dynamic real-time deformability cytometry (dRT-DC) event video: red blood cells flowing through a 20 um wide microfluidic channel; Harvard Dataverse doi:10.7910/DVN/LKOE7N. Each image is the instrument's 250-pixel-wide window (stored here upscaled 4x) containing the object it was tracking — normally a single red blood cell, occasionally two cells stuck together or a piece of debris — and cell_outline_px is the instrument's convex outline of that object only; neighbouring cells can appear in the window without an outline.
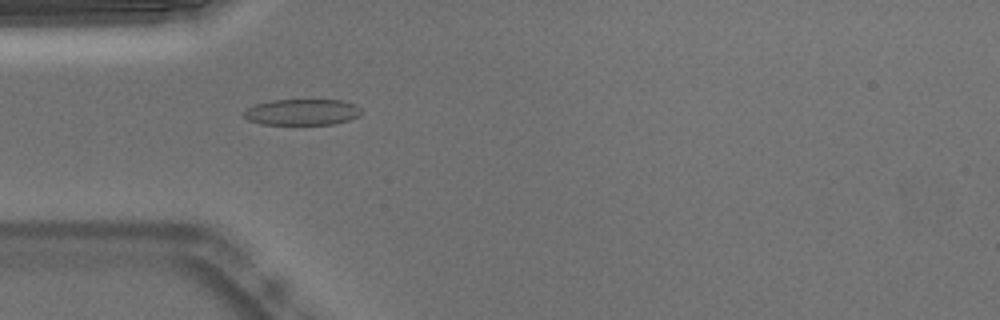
{"species": "Egyptian fruit bat (a non-hibernating species)", "species_latin": "Rousettus aegyptiacus", "temperature_condition": "warm", "stored_images_in_passage": 53, "camera_frame_rate_fps": 3000, "um_per_image_px": 0.085, "animal": {"sex": "male"}, "frame": {"image": 1, "passage_image": 16, "time_ms": 5.0, "image_size_px": [1000, 320], "cell_outline_px": [[360, 116], [348, 120], [332, 124], [260, 124], [248, 120], [240, 112], [256, 104], [272, 100], [344, 100], [356, 104], [360, 108]], "centroid_in_image_um": [25.67, 9.52], "position_along_channel_um": 59.3, "area_um2": 17.92}}
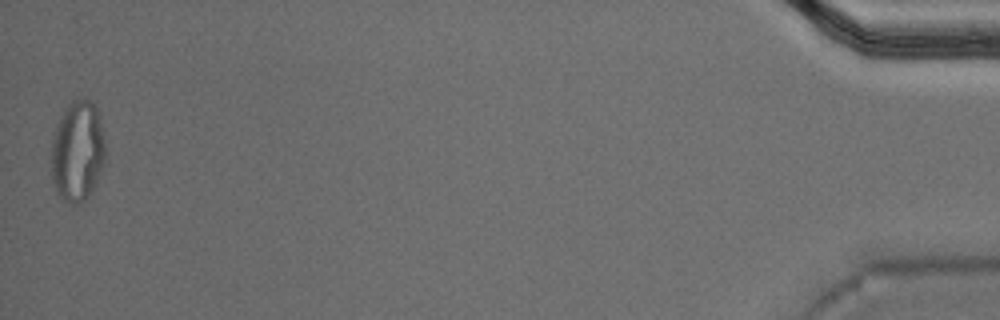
{"frame": {"image": 2, "passage_image": 53, "time_ms": 17.333, "image_size_px": [1000, 320], "cell_outline_px": [[104, 160], [96, 184], [84, 200], [80, 204], [72, 204], [60, 200], [56, 192], [52, 180], [52, 140], [60, 116], [68, 104], [72, 100], [84, 96], [92, 100], [96, 108], [104, 136]], "centroid_in_image_um": [6.58, 12.85], "position_along_channel_um": 428.6, "area_um2": 31.85}, "authors_computed_cell_mechanics": {"area_um2": 18.2648, "velocity_mm_per_s": 3.7904, "shape_relaxation_time_tau1_ms": null, "shape_relaxation_time_tau2_ms": 1.1688, "deformation_change_tau1": null, "deformation_change_tau2": 0.08}}